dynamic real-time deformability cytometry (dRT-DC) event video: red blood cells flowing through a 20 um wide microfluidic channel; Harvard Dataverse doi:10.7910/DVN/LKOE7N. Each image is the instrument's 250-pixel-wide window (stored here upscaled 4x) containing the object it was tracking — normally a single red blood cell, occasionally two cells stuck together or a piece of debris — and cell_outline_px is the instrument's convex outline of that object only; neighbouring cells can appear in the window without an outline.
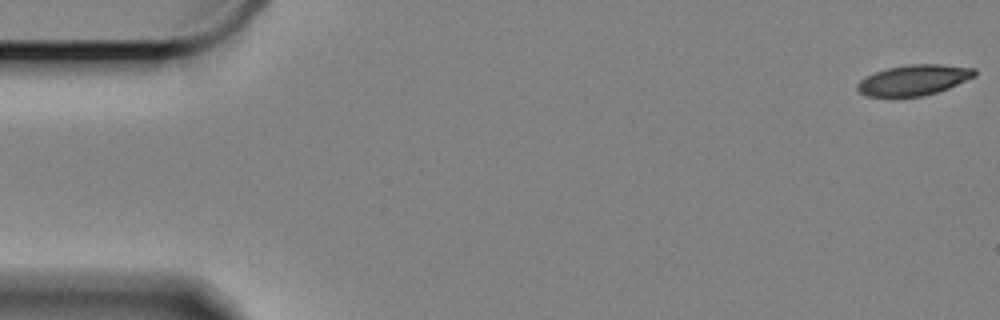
{"species": "Egyptian fruit bat (a non-hibernating species)", "species_latin": "Rousettus aegyptiacus", "temperature_condition": "cold", "stored_images_in_passage": 60, "camera_frame_rate_fps": 3000, "um_per_image_px": 0.085, "animal": {"sex": "female"}, "frame": {"image": 1, "passage_image": 1, "time_ms": 0.0, "image_size_px": [1000, 320], "cell_outline_px": [[976, 76], [948, 88], [924, 96], [868, 96], [856, 92], [856, 84], [860, 80], [876, 72], [888, 68], [908, 64], [940, 64], [976, 68]], "centroid_in_image_um": [77.67, 6.8], "position_along_channel_um": 7.3, "area_um2": 20.81}}
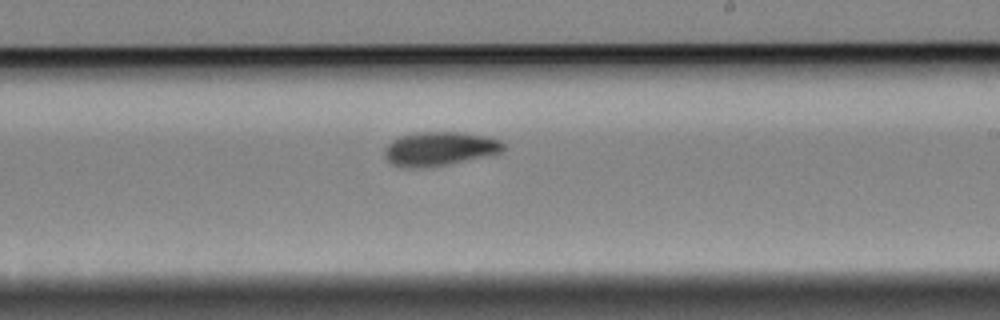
{"frame": {"image": 2, "passage_image": 35, "time_ms": 11.333, "image_size_px": [1000, 320], "cell_outline_px": [[504, 148], [500, 152], [484, 156], [448, 164], [412, 168], [392, 164], [384, 156], [384, 148], [392, 140], [400, 136], [416, 132], [464, 132], [484, 136], [500, 140], [504, 144]], "centroid_in_image_um": [37.33, 12.62], "position_along_channel_um": 251.7, "area_um2": 23.18}}
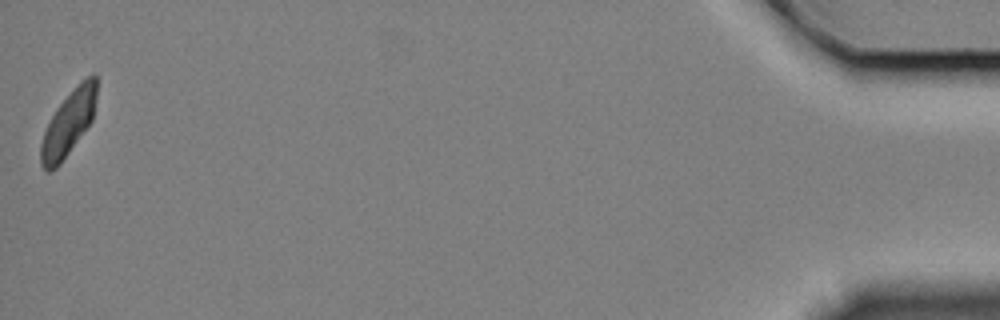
{"frame": {"image": 3, "passage_image": 60, "time_ms": 19.667, "image_size_px": [1000, 320], "cell_outline_px": [[96, 96], [92, 120], [60, 164], [52, 172], [48, 172], [40, 164], [40, 144], [44, 132], [56, 108], [80, 80], [92, 72], [96, 76]], "centroid_in_image_um": [5.81, 10.46], "position_along_channel_um": 429.4, "area_um2": 20.92}, "authors_computed_cell_mechanics": {"area_um2": 22.5131, "velocity_mm_per_s": 3.2846, "shape_relaxation_time_tau1_ms": 6.2789, "shape_relaxation_time_tau2_ms": 4.8375, "deformation_change_tau1": 0.1475, "deformation_change_tau2": 0.0817}}